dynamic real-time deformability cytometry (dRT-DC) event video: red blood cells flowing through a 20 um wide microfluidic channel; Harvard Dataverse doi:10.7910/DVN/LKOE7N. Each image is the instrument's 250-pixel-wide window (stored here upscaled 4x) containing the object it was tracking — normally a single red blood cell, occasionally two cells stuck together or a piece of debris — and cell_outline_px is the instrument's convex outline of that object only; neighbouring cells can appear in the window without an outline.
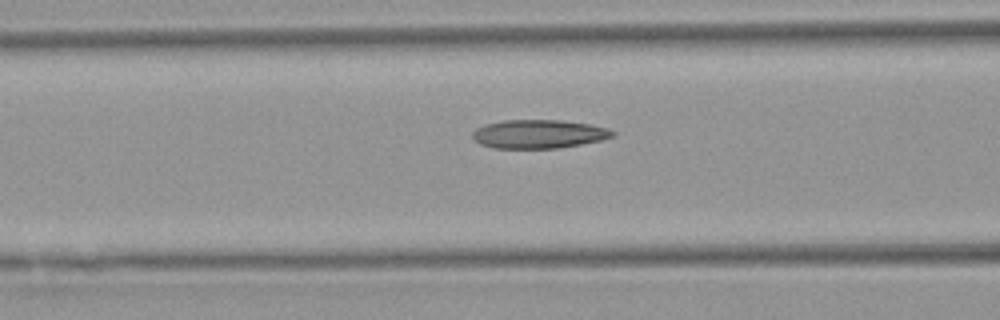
{"species": "Egyptian fruit bat (a non-hibernating species)", "species_latin": "Rousettus aegyptiacus", "temperature_condition": "warm", "stored_images_in_passage": 37, "camera_frame_rate_fps": 3000, "um_per_image_px": 0.085, "animal": {"sex": "female"}, "frame": {"image": 1, "passage_image": 16, "time_ms": 5.0, "image_size_px": [1000, 320], "cell_outline_px": [[616, 136], [600, 140], [560, 148], [492, 148], [480, 144], [472, 140], [472, 132], [476, 128], [488, 124], [504, 120], [560, 120], [592, 124], [608, 128], [616, 132]], "centroid_in_image_um": [45.8, 11.39], "position_along_channel_um": 120.8, "area_um2": 23.52}}
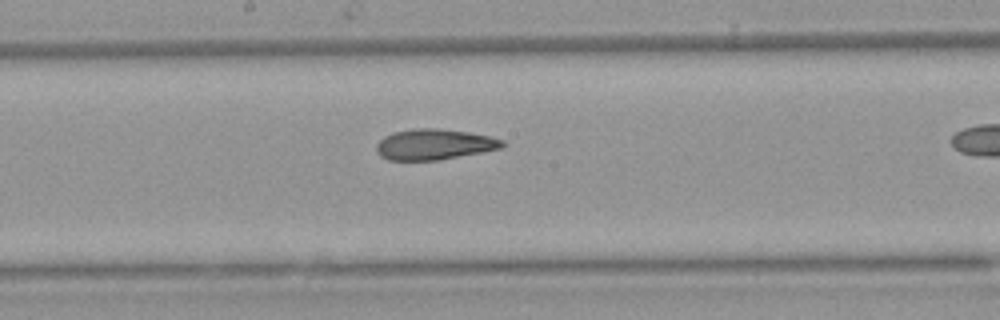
{"frame": {"image": 2, "passage_image": 23, "time_ms": 7.333, "image_size_px": [1000, 320], "cell_outline_px": [[504, 144], [500, 148], [480, 152], [436, 160], [388, 160], [380, 156], [376, 152], [376, 144], [384, 136], [392, 132], [412, 128], [440, 128], [468, 132], [488, 136], [504, 140]], "centroid_in_image_um": [36.84, 12.26], "position_along_channel_um": 211.4, "area_um2": 22.43}}
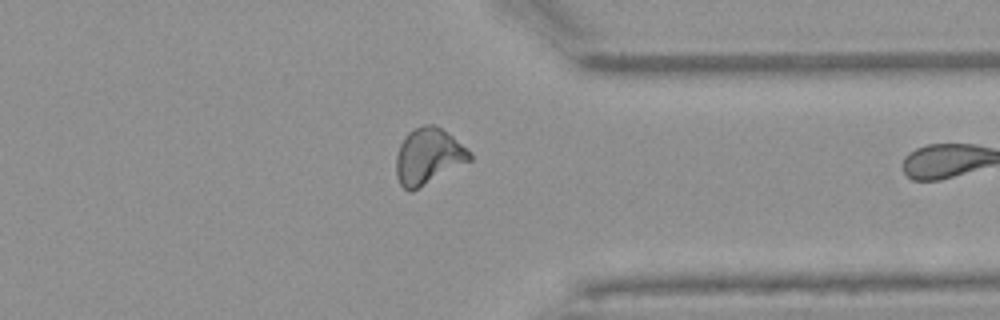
{"frame": {"image": 3, "passage_image": 36, "time_ms": 11.667, "image_size_px": [1000, 320], "cell_outline_px": [[472, 160], [412, 192], [408, 192], [400, 184], [396, 176], [396, 156], [400, 144], [404, 136], [408, 132], [424, 124], [432, 124], [440, 128], [452, 136], [472, 152]], "centroid_in_image_um": [36.4, 13.3], "position_along_channel_um": 375.0, "area_um2": 24.16}}